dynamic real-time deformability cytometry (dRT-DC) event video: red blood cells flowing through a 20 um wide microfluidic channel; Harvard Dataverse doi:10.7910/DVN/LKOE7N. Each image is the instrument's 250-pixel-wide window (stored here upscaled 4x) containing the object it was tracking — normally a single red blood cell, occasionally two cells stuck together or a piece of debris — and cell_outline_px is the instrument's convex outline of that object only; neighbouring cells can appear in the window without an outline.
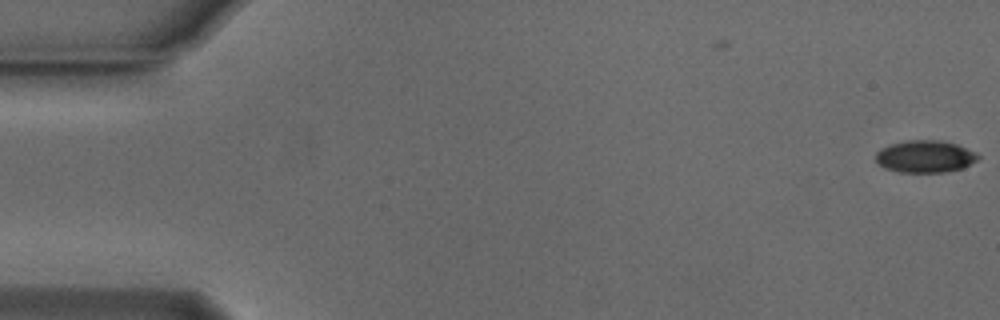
{"species": "Egyptian fruit bat (a non-hibernating species)", "species_latin": "Rousettus aegyptiacus", "temperature_condition": "cold", "stored_images_in_passage": 5, "camera_frame_rate_fps": 3000, "um_per_image_px": 0.085, "animal": {"sex": "male"}, "frame": {"image": 1, "passage_image": 5, "time_ms": 1.333, "image_size_px": [1000, 320], "cell_outline_px": [[980, 156], [976, 160], [960, 168], [944, 172], [900, 172], [884, 168], [876, 160], [876, 152], [880, 148], [892, 144], [908, 140], [940, 140], [956, 144], [976, 152]], "centroid_in_image_um": [78.61, 13.29], "position_along_channel_um": 6.4, "area_um2": 18.96}}